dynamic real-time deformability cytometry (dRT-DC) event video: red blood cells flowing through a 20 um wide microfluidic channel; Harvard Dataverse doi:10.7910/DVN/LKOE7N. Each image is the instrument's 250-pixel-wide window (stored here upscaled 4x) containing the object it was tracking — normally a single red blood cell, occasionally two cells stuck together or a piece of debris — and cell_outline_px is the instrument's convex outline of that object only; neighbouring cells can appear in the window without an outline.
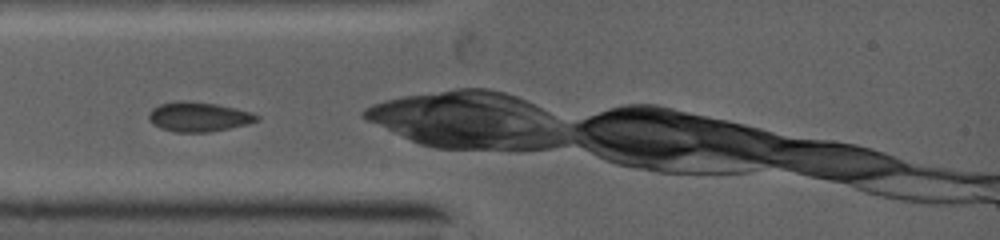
{"species": "common noctule bat (a hibernating species)", "species_latin": "Nyctalus noctula", "temperature_condition": "warm", "stored_images_in_passage": 13, "camera_frame_rate_fps": 5000, "um_per_image_px": 0.085, "animal": {"sex": "female", "body_mass_g": 19.0, "forearm_length_mm": 53.3}, "frame": {"image": 1, "passage_image": 1, "time_ms": 0.0, "image_size_px": [1000, 240], "cell_outline_px": [[260, 116], [256, 120], [248, 124], [208, 132], [176, 132], [160, 128], [148, 116], [160, 104], [216, 104], [248, 112]], "centroid_in_image_um": [16.95, 9.99], "position_along_channel_um": 68.1, "area_um2": 17.11}}